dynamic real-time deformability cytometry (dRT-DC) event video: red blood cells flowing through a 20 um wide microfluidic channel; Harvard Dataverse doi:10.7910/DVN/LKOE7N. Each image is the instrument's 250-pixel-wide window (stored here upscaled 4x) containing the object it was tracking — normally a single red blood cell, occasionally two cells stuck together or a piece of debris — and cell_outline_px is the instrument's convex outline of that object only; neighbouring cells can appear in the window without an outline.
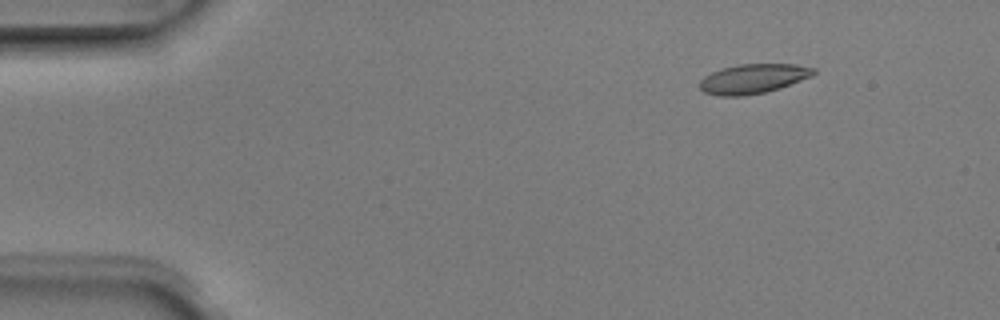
{"species": "Egyptian fruit bat (a non-hibernating species)", "species_latin": "Rousettus aegyptiacus", "temperature_condition": "room temperature", "stored_images_in_passage": 3, "camera_frame_rate_fps": 3000, "um_per_image_px": 0.085, "animal": {"sex": "male"}, "frame": {"image": 1, "passage_image": 1, "time_ms": 0.0, "image_size_px": [1000, 320], "cell_outline_px": [[816, 72], [812, 76], [780, 88], [764, 92], [744, 96], [720, 96], [704, 92], [700, 88], [700, 80], [704, 76], [720, 68], [740, 64], [796, 64], [816, 68]], "centroid_in_image_um": [64.02, 6.68], "position_along_channel_um": 21.0, "area_um2": 19.65}}